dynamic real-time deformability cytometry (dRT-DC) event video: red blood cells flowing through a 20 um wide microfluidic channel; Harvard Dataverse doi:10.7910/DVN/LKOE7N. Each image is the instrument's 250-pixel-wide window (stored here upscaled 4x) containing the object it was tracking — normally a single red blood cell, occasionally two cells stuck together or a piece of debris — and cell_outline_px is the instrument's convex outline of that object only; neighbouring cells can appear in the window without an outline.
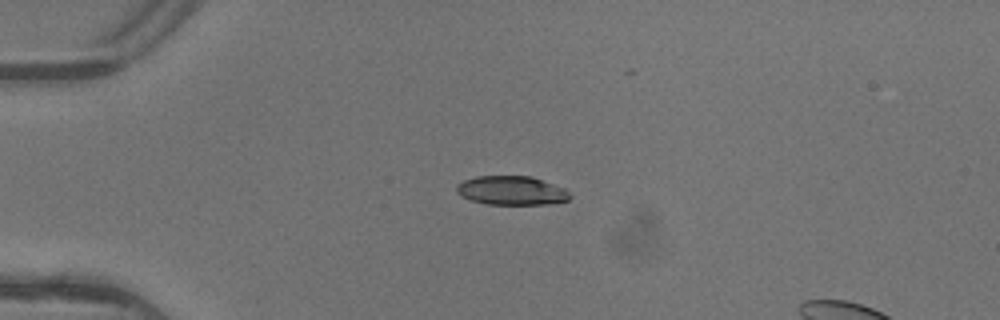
{"species": "common noctule bat (a hibernating species)", "species_latin": "Nyctalus noctula", "temperature_condition": "warm", "stored_images_in_passage": 2, "camera_frame_rate_fps": 3000, "um_per_image_px": 0.085, "animal": {"sex": "female"}, "frame": {"image": 1, "passage_image": 1, "time_ms": 0.0, "image_size_px": [1000, 320], "cell_outline_px": [[572, 196], [568, 200], [548, 204], [488, 204], [472, 200], [460, 196], [456, 192], [456, 184], [464, 180], [476, 176], [532, 176], [564, 188]], "centroid_in_image_um": [43.46, 16.19], "position_along_channel_um": 41.5, "area_um2": 19.13}}